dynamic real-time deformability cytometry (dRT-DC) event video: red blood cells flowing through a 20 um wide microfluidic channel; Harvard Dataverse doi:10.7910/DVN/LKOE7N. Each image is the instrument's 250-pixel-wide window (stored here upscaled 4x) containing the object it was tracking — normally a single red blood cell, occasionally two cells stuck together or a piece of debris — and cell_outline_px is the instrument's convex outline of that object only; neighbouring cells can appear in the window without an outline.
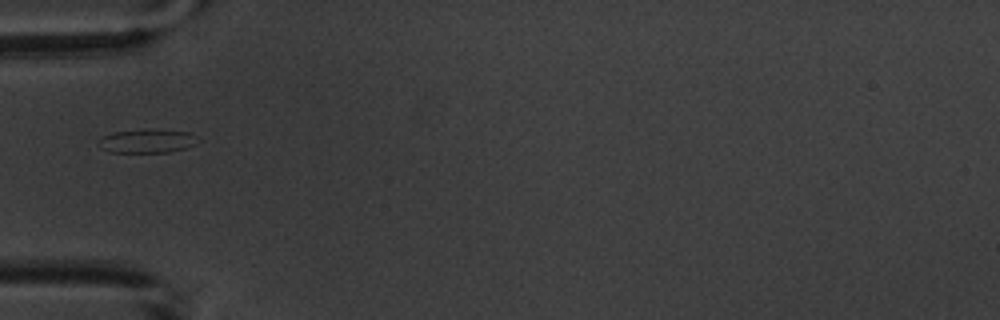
{"species": "common noctule bat (a hibernating species)", "species_latin": "Nyctalus noctula", "temperature_condition": "warm", "stored_images_in_passage": 1, "camera_frame_rate_fps": 3000, "um_per_image_px": 0.085, "animal": {"sex": "male", "body_mass_g": 20.1, "forearm_length_mm": 53.5}, "frame": {"image": 1, "passage_image": 1, "time_ms": 0.0, "image_size_px": [1000, 320], "cell_outline_px": [[196, 144], [188, 148], [168, 152], [108, 152], [100, 148], [96, 144], [100, 136], [112, 132], [144, 128], [152, 128], [188, 132]], "centroid_in_image_um": [12.37, 11.97], "position_along_channel_um": 72.6, "area_um2": 13.99}}